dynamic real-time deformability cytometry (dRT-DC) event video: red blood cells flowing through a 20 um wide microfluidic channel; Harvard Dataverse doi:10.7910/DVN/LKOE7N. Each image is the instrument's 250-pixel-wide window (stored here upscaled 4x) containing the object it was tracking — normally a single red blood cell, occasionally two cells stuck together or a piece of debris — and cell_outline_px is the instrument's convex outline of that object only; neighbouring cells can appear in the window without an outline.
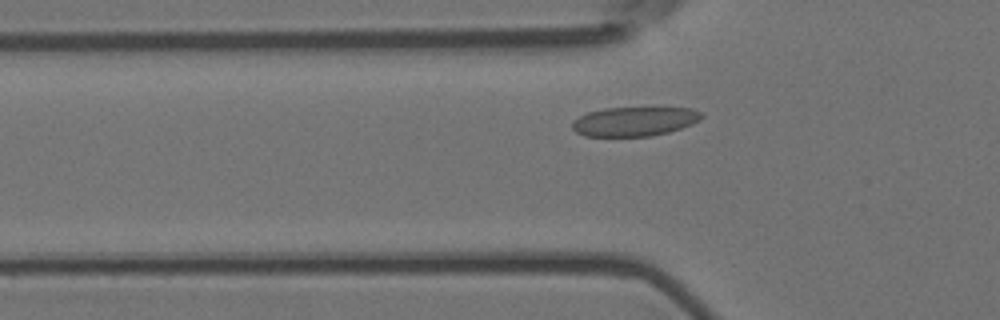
{"species": "Egyptian fruit bat (a non-hibernating species)", "species_latin": "Rousettus aegyptiacus", "temperature_condition": "room temperature", "stored_images_in_passage": 47, "camera_frame_rate_fps": 3000, "um_per_image_px": 0.085, "animal": {"sex": "female"}, "frame": {"image": 1, "passage_image": 10, "time_ms": 3.0, "image_size_px": [1000, 320], "cell_outline_px": [[704, 116], [700, 120], [692, 124], [668, 132], [652, 136], [584, 136], [576, 132], [572, 128], [572, 120], [588, 112], [604, 108], [692, 108], [700, 112]], "centroid_in_image_um": [53.91, 10.32], "position_along_channel_um": 71.9, "area_um2": 22.02}}
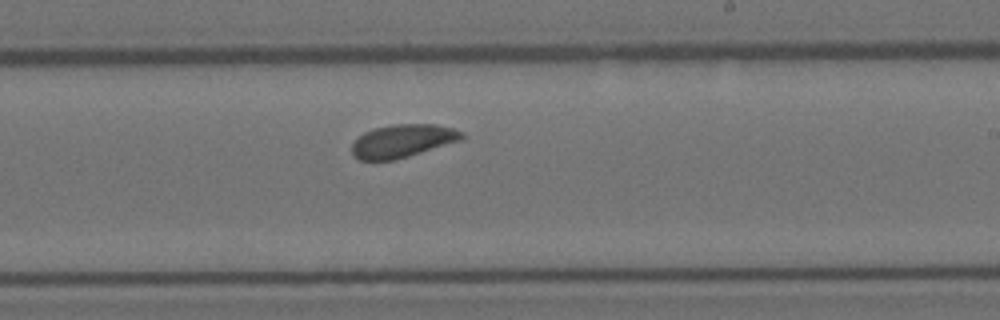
{"frame": {"image": 2, "passage_image": 25, "time_ms": 8.0, "image_size_px": [1000, 320], "cell_outline_px": [[464, 136], [460, 140], [396, 160], [360, 160], [352, 152], [352, 144], [364, 132], [376, 128], [392, 124], [436, 124], [452, 128], [464, 132]], "centroid_in_image_um": [34.23, 11.97], "position_along_channel_um": 254.8, "area_um2": 20.92}}
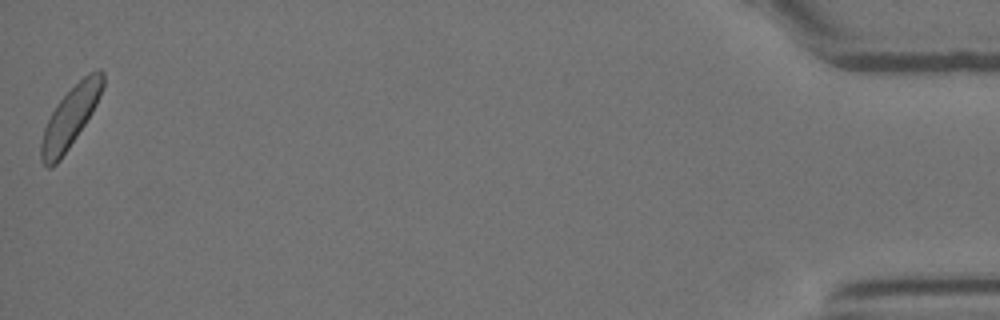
{"frame": {"image": 3, "passage_image": 47, "time_ms": 15.333, "image_size_px": [1000, 320], "cell_outline_px": [[104, 84], [100, 96], [92, 112], [60, 160], [52, 168], [48, 168], [40, 160], [40, 144], [44, 128], [56, 104], [88, 72], [100, 68], [104, 72]], "centroid_in_image_um": [5.97, 9.96], "position_along_channel_um": 429.2, "area_um2": 21.44}, "authors_computed_cell_mechanics": {"area_um2": 21.6172, "velocity_mm_per_s": 3.6572, "shape_relaxation_time_tau1_ms": 11.2707, "shape_relaxation_time_tau2_ms": null, "deformation_change_tau1": 0.1577, "deformation_change_tau2": null}}